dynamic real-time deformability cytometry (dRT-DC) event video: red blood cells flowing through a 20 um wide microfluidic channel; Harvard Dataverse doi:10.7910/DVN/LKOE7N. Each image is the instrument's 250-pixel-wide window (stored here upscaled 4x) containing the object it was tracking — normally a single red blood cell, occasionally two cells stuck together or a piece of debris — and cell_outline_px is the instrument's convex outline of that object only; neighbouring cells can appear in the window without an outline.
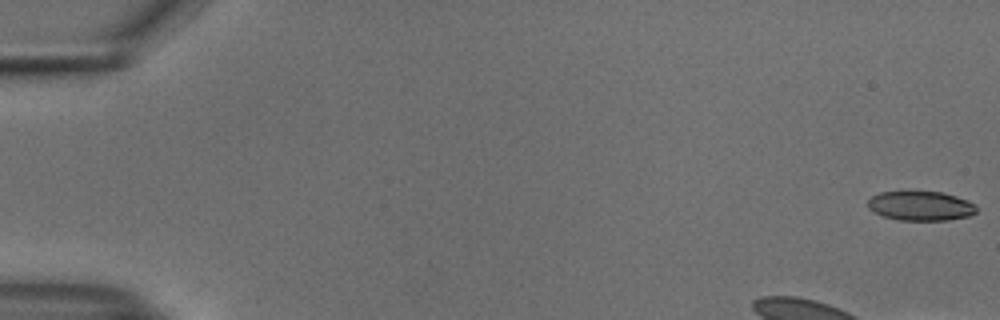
{"species": "common noctule bat (a hibernating species)", "species_latin": "Nyctalus noctula", "temperature_condition": "cold", "stored_images_in_passage": 48, "camera_frame_rate_fps": 3000, "um_per_image_px": 0.085, "animal": {"sex": "male", "body_mass_g": 18.8}, "frame": {"image": 1, "passage_image": 1, "time_ms": 0.0, "image_size_px": [1000, 320], "cell_outline_px": [[976, 212], [968, 216], [948, 220], [900, 220], [884, 216], [872, 212], [868, 208], [868, 200], [872, 196], [880, 192], [940, 192], [956, 196], [968, 200], [976, 204]], "centroid_in_image_um": [78.25, 17.5], "position_along_channel_um": 6.7, "area_um2": 18.55}}
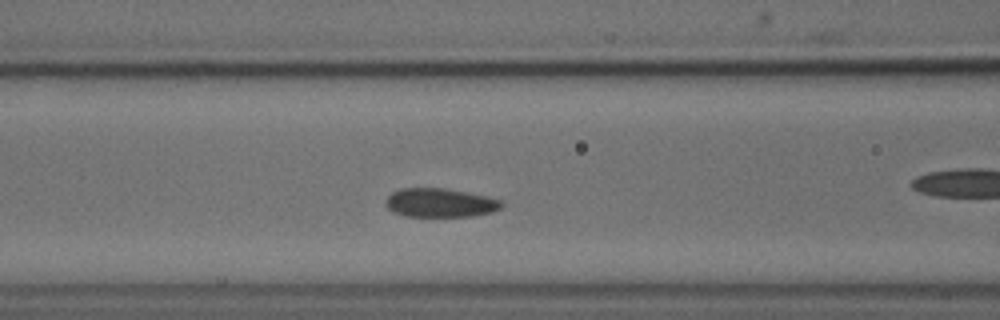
{"frame": {"image": 2, "passage_image": 20, "time_ms": 6.333, "image_size_px": [1000, 320], "cell_outline_px": [[504, 204], [500, 208], [492, 212], [472, 216], [404, 216], [392, 212], [384, 204], [388, 196], [392, 192], [400, 188], [444, 188], [468, 192], [488, 196], [504, 200]], "centroid_in_image_um": [37.42, 17.23], "position_along_channel_um": 129.2, "area_um2": 19.71}}
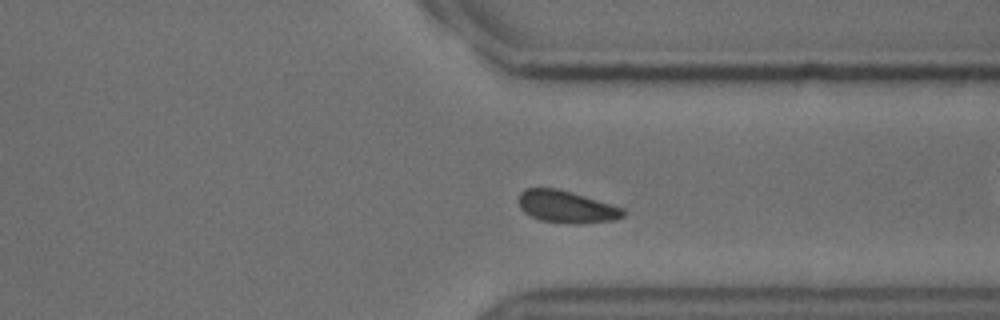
{"frame": {"image": 3, "passage_image": 39, "time_ms": 12.667, "image_size_px": [1000, 320], "cell_outline_px": [[628, 212], [624, 216], [616, 220], [580, 224], [568, 224], [540, 220], [524, 212], [520, 208], [520, 192], [524, 188], [556, 188], [572, 192], [624, 208]], "centroid_in_image_um": [48.2, 17.59], "position_along_channel_um": 363.2, "area_um2": 19.77}, "authors_computed_cell_mechanics": {"area_um2": 19.9699, "velocity_mm_per_s": 3.6934, "shape_relaxation_time_tau1_ms": 2.5981, "shape_relaxation_time_tau2_ms": null, "deformation_change_tau1": 0.0505, "deformation_change_tau2": null}}